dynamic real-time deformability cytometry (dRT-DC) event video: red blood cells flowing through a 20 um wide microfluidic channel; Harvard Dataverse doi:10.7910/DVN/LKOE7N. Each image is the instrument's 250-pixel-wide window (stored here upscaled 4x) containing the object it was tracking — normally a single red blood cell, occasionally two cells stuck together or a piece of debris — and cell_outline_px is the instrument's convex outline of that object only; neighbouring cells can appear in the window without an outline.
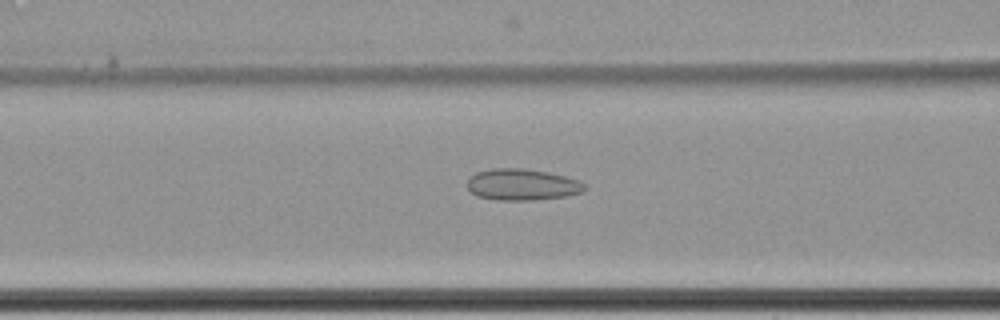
{"species": "common noctule bat (a hibernating species)", "species_latin": "Nyctalus noctula", "temperature_condition": "cold", "stored_images_in_passage": 56, "camera_frame_rate_fps": 3000, "um_per_image_px": 0.085, "animal": {"sex": "female", "body_mass_g": 22.7, "forearm_length_mm": 54.2}, "frame": {"image": 1, "passage_image": 21, "time_ms": 6.667, "image_size_px": [1000, 320], "cell_outline_px": [[588, 188], [584, 192], [568, 196], [536, 200], [496, 200], [476, 196], [468, 192], [468, 176], [476, 172], [492, 168], [524, 168], [548, 172], [580, 180]], "centroid_in_image_um": [44.38, 15.69], "position_along_channel_um": 122.2, "area_um2": 21.96}}
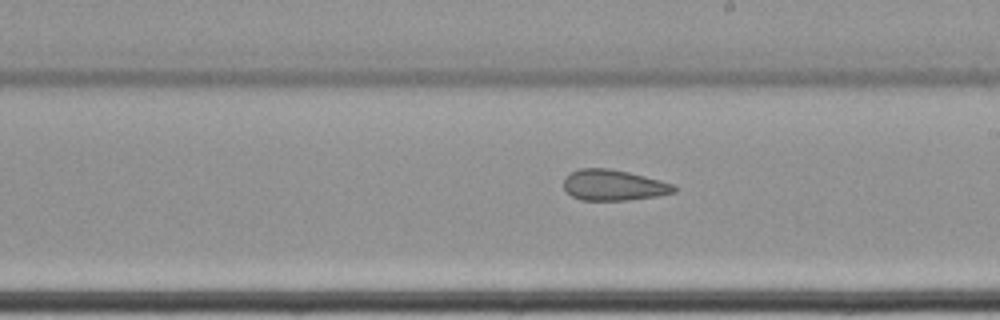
{"frame": {"image": 2, "passage_image": 31, "time_ms": 10.0, "image_size_px": [1000, 320], "cell_outline_px": [[676, 192], [656, 196], [628, 200], [580, 200], [564, 192], [564, 176], [580, 168], [608, 168], [628, 172], [660, 180], [672, 184], [676, 188]], "centroid_in_image_um": [52.1, 15.74], "position_along_channel_um": 236.9, "area_um2": 19.83}}
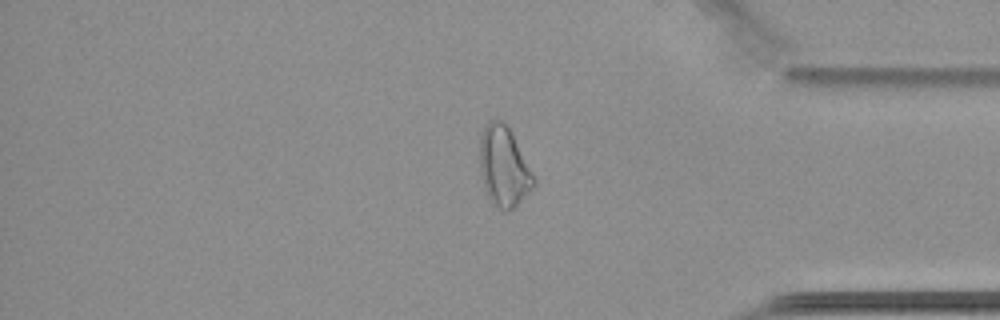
{"frame": {"image": 3, "passage_image": 46, "time_ms": 15.0, "image_size_px": [1000, 320], "cell_outline_px": [[536, 184], [512, 208], [500, 208], [488, 196], [484, 188], [480, 172], [480, 136], [484, 124], [488, 120], [500, 120], [508, 128], [532, 172], [536, 180]], "centroid_in_image_um": [42.79, 14.11], "position_along_channel_um": 392.4, "area_um2": 24.33}, "authors_computed_cell_mechanics": {"area_um2": 23.9003, "velocity_mm_per_s": 3.4386, "shape_relaxation_time_tau1_ms": null, "shape_relaxation_time_tau2_ms": 2.7041, "deformation_change_tau1": null, "deformation_change_tau2": 0.1126}}